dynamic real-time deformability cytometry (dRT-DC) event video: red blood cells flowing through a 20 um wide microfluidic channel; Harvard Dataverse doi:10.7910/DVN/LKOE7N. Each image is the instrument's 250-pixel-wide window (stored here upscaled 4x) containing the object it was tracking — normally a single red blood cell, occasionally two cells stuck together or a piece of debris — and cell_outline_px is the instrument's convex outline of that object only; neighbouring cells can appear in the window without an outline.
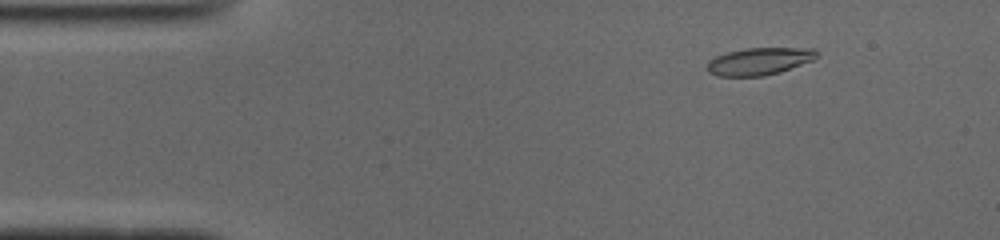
{"species": "common noctule bat (a hibernating species)", "species_latin": "Nyctalus noctula", "temperature_condition": "cold", "stored_images_in_passage": 50, "camera_frame_rate_fps": 3000, "um_per_image_px": 0.085, "animal": {"sex": "male", "body_mass_g": 19.0, "forearm_length_mm": 50.8}, "frame": {"image": 1, "passage_image": 6, "time_ms": 1.667, "image_size_px": [1000, 240], "cell_outline_px": [[816, 56], [812, 60], [780, 72], [764, 76], [716, 76], [708, 72], [708, 60], [716, 56], [728, 52], [748, 48], [812, 48], [816, 52]], "centroid_in_image_um": [64.5, 5.21], "position_along_channel_um": 20.5, "area_um2": 17.22}}
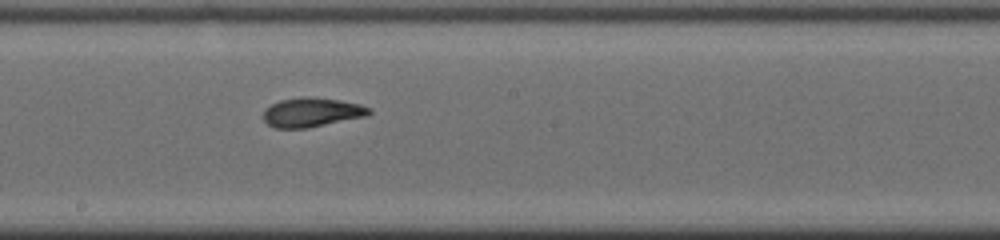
{"frame": {"image": 2, "passage_image": 27, "time_ms": 8.667, "image_size_px": [1000, 240], "cell_outline_px": [[372, 112], [368, 116], [308, 128], [276, 128], [268, 124], [264, 120], [264, 108], [280, 100], [300, 96], [340, 100], [360, 104], [372, 108]], "centroid_in_image_um": [26.53, 9.55], "position_along_channel_um": 221.7, "area_um2": 18.15}}
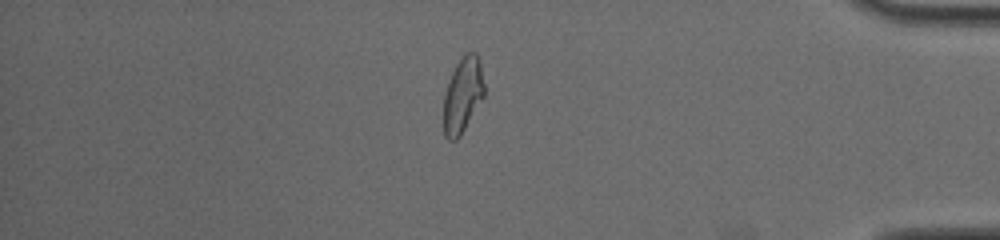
{"frame": {"image": 3, "passage_image": 43, "time_ms": 14.0, "image_size_px": [1000, 240], "cell_outline_px": [[484, 96], [460, 136], [456, 140], [448, 140], [444, 136], [444, 96], [452, 72], [456, 64], [464, 52], [476, 52], [480, 64], [484, 84]], "centroid_in_image_um": [39.33, 8.07], "position_along_channel_um": 395.9, "area_um2": 17.69}, "authors_computed_cell_mechanics": {"area_um2": 17.7735, "velocity_mm_per_s": 3.9232, "shape_relaxation_time_tau1_ms": 8.1456, "shape_relaxation_time_tau2_ms": 3.3208, "deformation_change_tau1": 0.2459, "deformation_change_tau2": 0.0884}}